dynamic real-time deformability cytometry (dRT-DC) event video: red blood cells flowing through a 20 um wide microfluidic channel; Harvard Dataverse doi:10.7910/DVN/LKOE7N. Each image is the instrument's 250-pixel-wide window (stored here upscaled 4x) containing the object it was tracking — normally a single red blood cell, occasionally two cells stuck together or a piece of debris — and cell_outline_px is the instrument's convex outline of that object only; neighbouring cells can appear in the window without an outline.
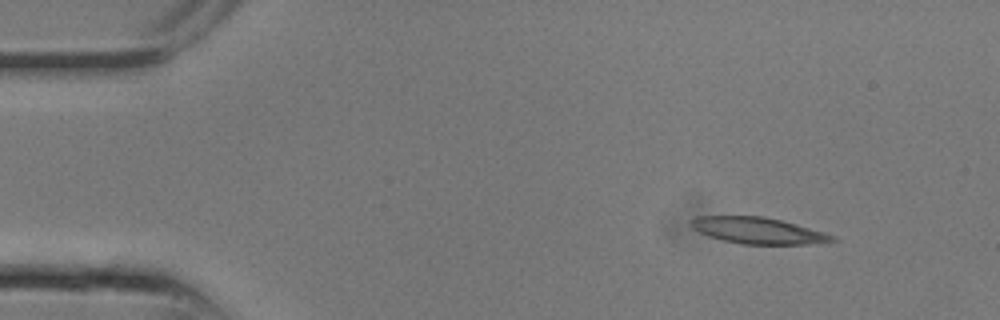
{"species": "common noctule bat (a hibernating species)", "species_latin": "Nyctalus noctula", "temperature_condition": "room temperature", "stored_images_in_passage": 9, "camera_frame_rate_fps": 3000, "um_per_image_px": 0.085, "animal": {"sex": "male", "body_mass_g": 13.3}, "frame": {"image": 1, "passage_image": 2, "time_ms": 0.333, "image_size_px": [1000, 320], "cell_outline_px": [[836, 240], [804, 244], [740, 244], [708, 236], [692, 228], [688, 224], [688, 220], [696, 216], [764, 216], [796, 224], [824, 232], [836, 236]], "centroid_in_image_um": [64.36, 19.58], "position_along_channel_um": 20.6, "area_um2": 21.62}}
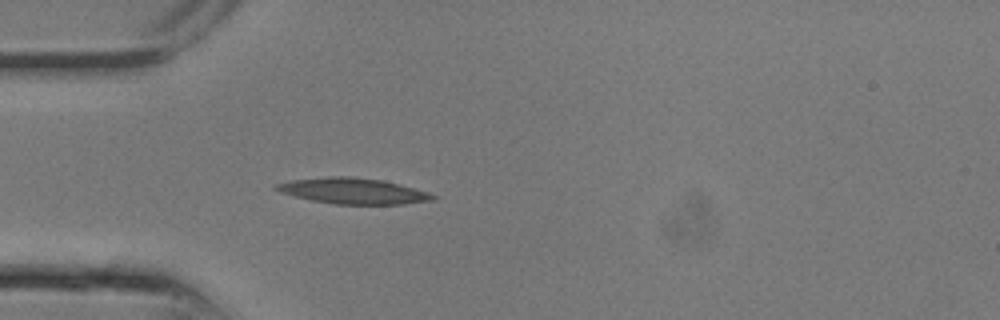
{"frame": {"image": 2, "passage_image": 6, "time_ms": 1.667, "image_size_px": [1000, 320], "cell_outline_px": [[436, 200], [404, 204], [332, 204], [312, 200], [280, 192], [272, 188], [276, 184], [292, 180], [328, 176], [352, 176], [380, 180], [428, 192], [436, 196]], "centroid_in_image_um": [29.99, 16.23], "position_along_channel_um": 55.0, "area_um2": 23.35}}
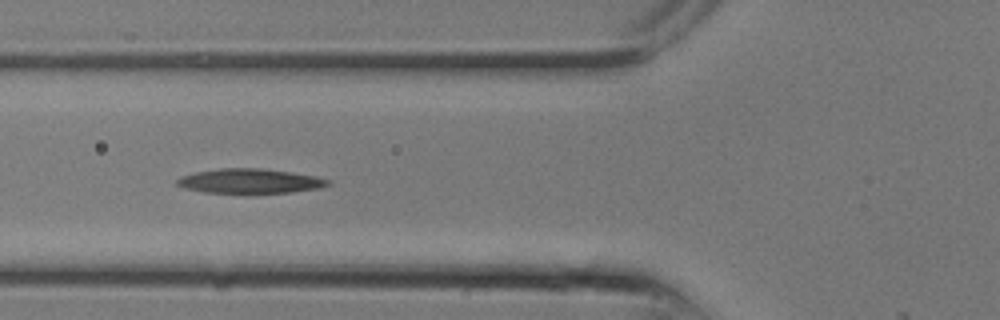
{"frame": {"image": 3, "passage_image": 8, "time_ms": 2.333, "image_size_px": [1000, 320], "cell_outline_px": [[332, 184], [320, 188], [292, 192], [204, 192], [184, 188], [172, 184], [180, 176], [196, 172], [220, 168], [260, 168], [316, 176], [332, 180]], "centroid_in_image_um": [21.23, 15.38], "position_along_channel_um": 104.6, "area_um2": 21.5}}